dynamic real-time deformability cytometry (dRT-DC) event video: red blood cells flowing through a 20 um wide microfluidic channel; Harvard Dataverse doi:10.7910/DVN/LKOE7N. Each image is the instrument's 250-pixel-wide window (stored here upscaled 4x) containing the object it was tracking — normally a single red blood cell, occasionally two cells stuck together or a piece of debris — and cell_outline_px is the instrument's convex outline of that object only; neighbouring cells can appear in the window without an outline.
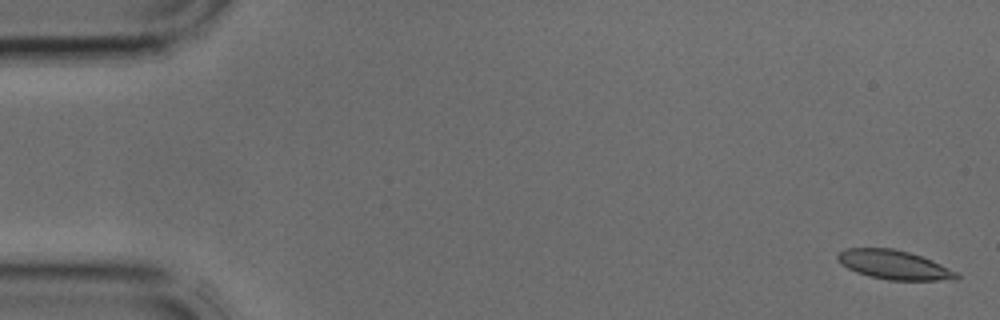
{"species": "common noctule bat (a hibernating species)", "species_latin": "Nyctalus noctula", "temperature_condition": "cold", "stored_images_in_passage": 5, "camera_frame_rate_fps": 3000, "um_per_image_px": 0.085, "animal": {"sex": "male", "body_mass_g": 17.9, "forearm_length_mm": 54.2}, "frame": {"image": 1, "passage_image": 1, "time_ms": 0.0, "image_size_px": [1000, 320], "cell_outline_px": [[960, 276], [956, 280], [888, 280], [868, 276], [856, 272], [840, 264], [836, 256], [844, 248], [892, 248], [908, 252], [932, 260], [960, 272]], "centroid_in_image_um": [76.02, 22.52], "position_along_channel_um": 9.0, "area_um2": 20.35}}